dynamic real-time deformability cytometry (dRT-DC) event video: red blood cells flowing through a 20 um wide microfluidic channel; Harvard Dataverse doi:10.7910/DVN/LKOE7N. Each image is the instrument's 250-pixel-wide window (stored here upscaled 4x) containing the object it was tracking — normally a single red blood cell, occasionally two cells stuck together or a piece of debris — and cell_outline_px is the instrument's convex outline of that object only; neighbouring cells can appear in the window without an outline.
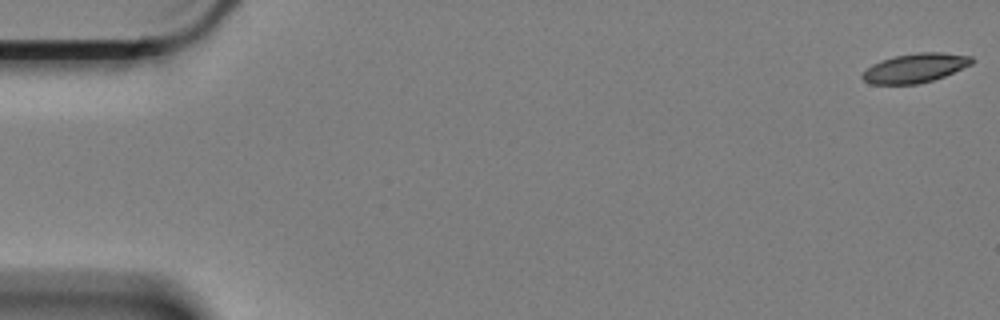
{"species": "Egyptian fruit bat (a non-hibernating species)", "species_latin": "Rousettus aegyptiacus", "temperature_condition": "cold", "stored_images_in_passage": 22, "camera_frame_rate_fps": 3000, "um_per_image_px": 0.085, "animal": {"sex": "female"}, "frame": {"image": 1, "passage_image": 1, "time_ms": 0.0, "image_size_px": [1000, 320], "cell_outline_px": [[972, 64], [944, 76], [932, 80], [916, 84], [872, 84], [864, 80], [860, 76], [872, 64], [880, 60], [896, 56], [916, 52], [944, 52], [972, 56]], "centroid_in_image_um": [77.78, 5.77], "position_along_channel_um": 7.2, "area_um2": 18.5}}
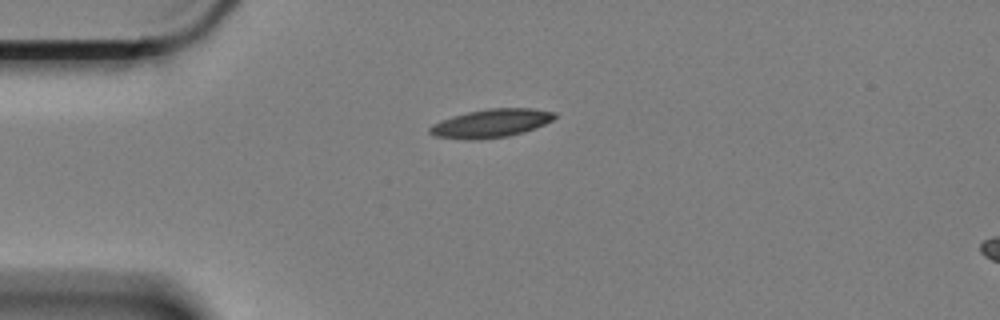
{"frame": {"image": 2, "passage_image": 15, "time_ms": 4.667, "image_size_px": [1000, 320], "cell_outline_px": [[556, 116], [552, 120], [544, 124], [508, 136], [436, 136], [428, 132], [428, 128], [432, 124], [440, 120], [452, 116], [468, 112], [488, 108], [532, 108], [556, 112]], "centroid_in_image_um": [41.79, 10.4], "position_along_channel_um": 43.2, "area_um2": 19.36}}
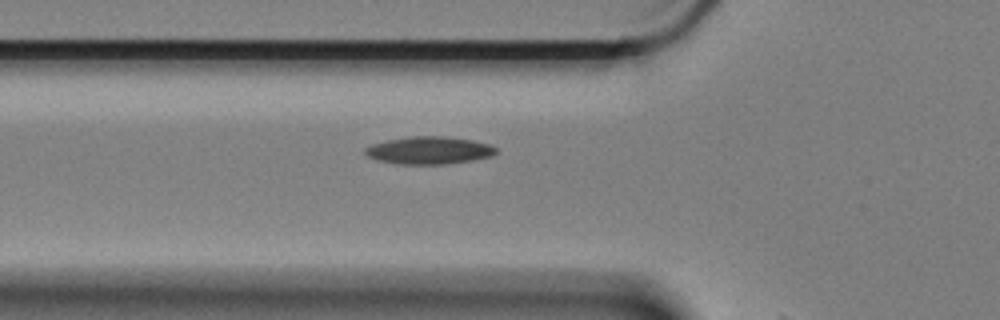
{"frame": {"image": 3, "passage_image": 21, "time_ms": 6.667, "image_size_px": [1000, 320], "cell_outline_px": [[496, 152], [492, 156], [472, 160], [444, 164], [396, 164], [376, 160], [368, 156], [364, 152], [364, 148], [372, 144], [388, 140], [408, 136], [444, 136], [472, 140], [492, 144], [496, 148]], "centroid_in_image_um": [36.46, 12.78], "position_along_channel_um": 89.3, "area_um2": 21.1}}